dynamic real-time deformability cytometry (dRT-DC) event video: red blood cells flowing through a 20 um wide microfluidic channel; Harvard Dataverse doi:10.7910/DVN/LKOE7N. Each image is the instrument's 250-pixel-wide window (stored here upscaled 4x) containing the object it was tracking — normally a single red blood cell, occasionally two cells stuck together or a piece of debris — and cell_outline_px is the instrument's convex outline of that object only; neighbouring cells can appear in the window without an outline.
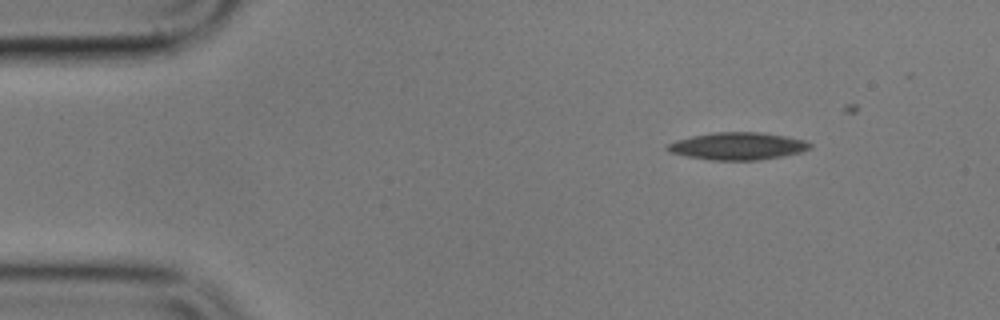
{"species": "common noctule bat (a hibernating species)", "species_latin": "Nyctalus noctula", "temperature_condition": "cold", "stored_images_in_passage": 5, "camera_frame_rate_fps": 3000, "um_per_image_px": 0.085, "animal": {"sex": "male", "body_mass_g": 17.9}, "frame": {"image": 1, "passage_image": 1, "time_ms": 0.0, "image_size_px": [1000, 320], "cell_outline_px": [[812, 148], [800, 152], [760, 160], [708, 160], [668, 152], [664, 148], [668, 144], [676, 140], [692, 136], [712, 132], [760, 132], [788, 136], [808, 140], [812, 144]], "centroid_in_image_um": [62.72, 12.41], "position_along_channel_um": 22.3, "area_um2": 22.95}}